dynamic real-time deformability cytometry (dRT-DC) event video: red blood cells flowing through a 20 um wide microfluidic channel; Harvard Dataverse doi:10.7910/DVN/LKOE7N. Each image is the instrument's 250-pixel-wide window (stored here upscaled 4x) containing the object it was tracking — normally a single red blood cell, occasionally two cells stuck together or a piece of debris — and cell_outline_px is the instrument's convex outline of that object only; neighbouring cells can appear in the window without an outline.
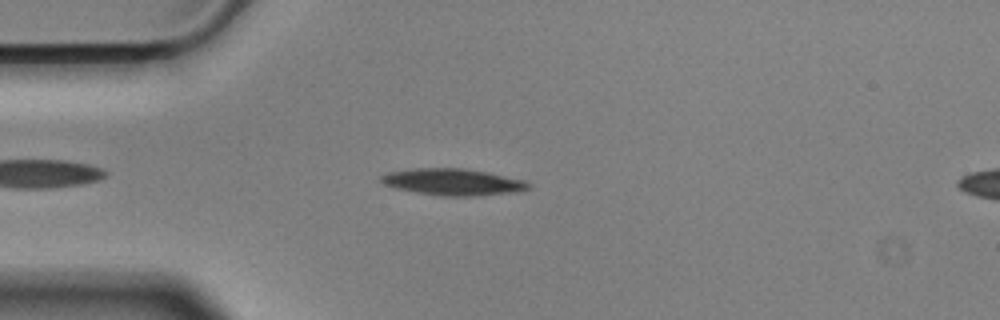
{"species": "Egyptian fruit bat (a non-hibernating species)", "species_latin": "Rousettus aegyptiacus", "temperature_condition": "cold", "stored_images_in_passage": 49, "camera_frame_rate_fps": 3000, "um_per_image_px": 0.085, "animal": {"sex": "male"}, "frame": {"image": 1, "passage_image": 7, "time_ms": 2.0, "image_size_px": [1000, 320], "cell_outline_px": [[532, 184], [528, 188], [516, 192], [472, 196], [440, 196], [416, 192], [396, 188], [384, 184], [380, 180], [380, 176], [388, 172], [416, 168], [460, 168], [488, 172], [524, 180]], "centroid_in_image_um": [38.5, 15.47], "position_along_channel_um": 46.5, "area_um2": 22.77}}
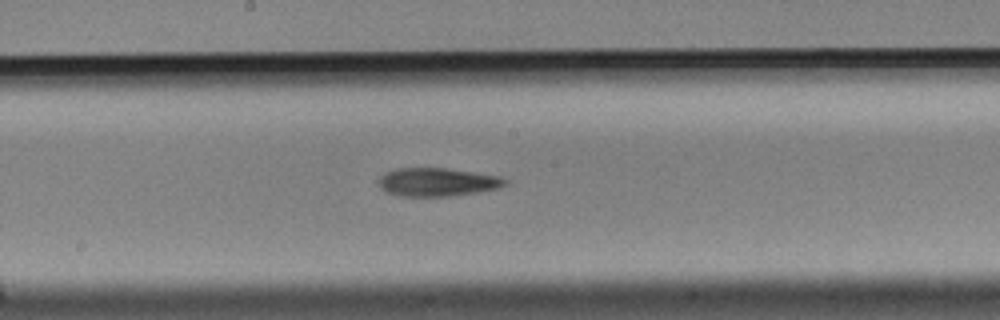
{"frame": {"image": 2, "passage_image": 22, "time_ms": 7.0, "image_size_px": [1000, 320], "cell_outline_px": [[508, 180], [500, 188], [476, 192], [448, 196], [400, 196], [388, 192], [380, 188], [380, 176], [384, 172], [396, 168], [444, 168], [500, 176]], "centroid_in_image_um": [37.15, 15.47], "position_along_channel_um": 211.0, "area_um2": 20.69}}
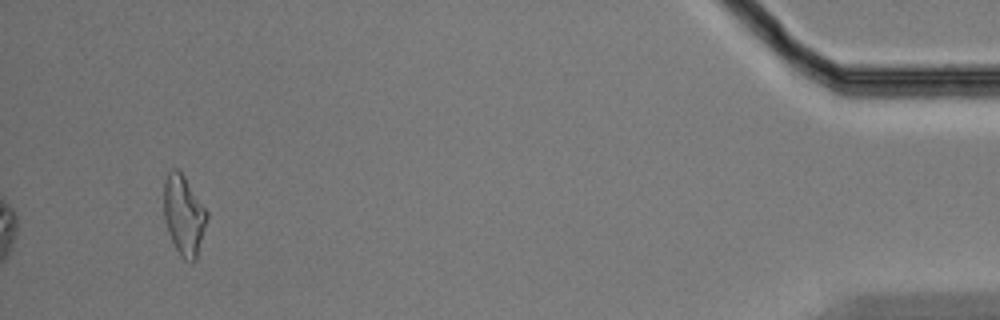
{"frame": {"image": 3, "passage_image": 46, "time_ms": 15.0, "image_size_px": [1000, 320], "cell_outline_px": [[208, 216], [196, 260], [192, 264], [184, 260], [180, 256], [168, 232], [164, 216], [164, 180], [168, 172], [172, 168], [176, 168], [184, 176], [208, 212]], "centroid_in_image_um": [15.62, 18.31], "position_along_channel_um": 419.6, "area_um2": 20.0}, "authors_computed_cell_mechanics": {"area_um2": 20.8658, "velocity_mm_per_s": 3.5627, "shape_relaxation_time_tau1_ms": 6.8577, "shape_relaxation_time_tau2_ms": 5.3991, "deformation_change_tau1": 0.1614, "deformation_change_tau2": 0.1696}}